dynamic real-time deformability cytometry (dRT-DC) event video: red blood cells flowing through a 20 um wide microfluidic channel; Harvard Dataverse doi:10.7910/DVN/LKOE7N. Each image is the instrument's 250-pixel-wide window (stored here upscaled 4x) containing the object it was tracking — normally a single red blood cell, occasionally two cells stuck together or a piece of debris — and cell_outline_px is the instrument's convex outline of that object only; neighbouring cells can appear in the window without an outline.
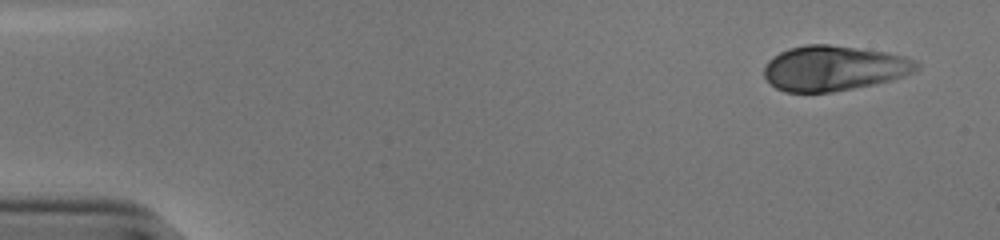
{"species": "human", "species_latin": "Homo sapiens", "temperature_condition": "cold", "stored_images_in_passage": 44, "camera_frame_rate_fps": 3000, "um_per_image_px": 0.085, "donor": {"sex": "male"}, "frame": {"image": 1, "passage_image": 1, "time_ms": 0.0, "image_size_px": [1000, 240], "cell_outline_px": [[920, 68], [904, 76], [892, 80], [832, 92], [784, 92], [776, 88], [764, 76], [764, 68], [768, 60], [780, 52], [788, 48], [804, 44], [828, 44], [884, 52], [904, 56], [920, 64]], "centroid_in_image_um": [70.85, 5.79], "position_along_channel_um": 14.1, "area_um2": 39.88}}
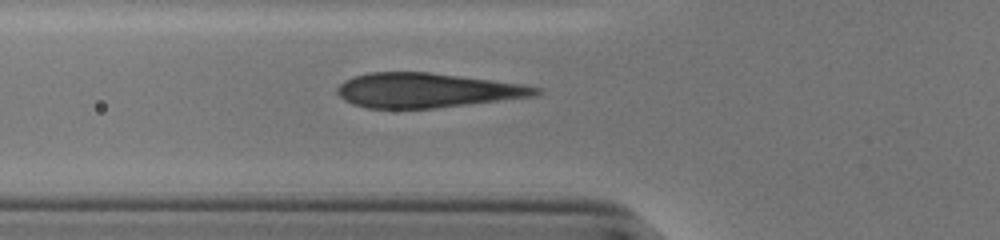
{"frame": {"image": 2, "passage_image": 17, "time_ms": 5.333, "image_size_px": [1000, 240], "cell_outline_px": [[544, 92], [536, 96], [468, 104], [432, 108], [364, 108], [352, 104], [344, 100], [336, 92], [336, 88], [344, 80], [368, 72], [428, 72], [524, 84], [544, 88]], "centroid_in_image_um": [36.31, 7.67], "position_along_channel_um": 89.5, "area_um2": 40.06}}
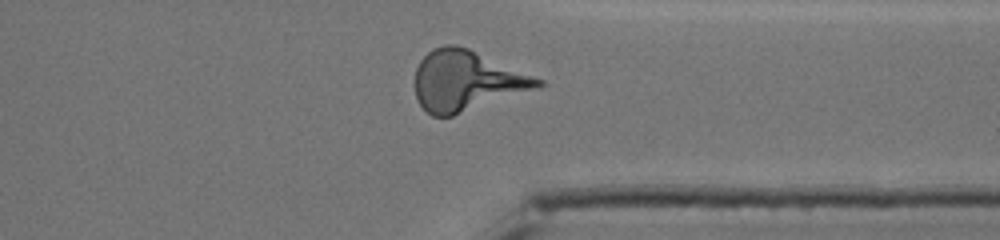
{"frame": {"image": 3, "passage_image": 39, "time_ms": 12.667, "image_size_px": [1000, 240], "cell_outline_px": [[544, 84], [536, 88], [452, 116], [432, 116], [416, 100], [416, 68], [420, 60], [432, 48], [444, 44], [456, 44], [468, 48], [544, 80]], "centroid_in_image_um": [39.62, 6.85], "position_along_channel_um": 371.8, "area_um2": 42.66}}